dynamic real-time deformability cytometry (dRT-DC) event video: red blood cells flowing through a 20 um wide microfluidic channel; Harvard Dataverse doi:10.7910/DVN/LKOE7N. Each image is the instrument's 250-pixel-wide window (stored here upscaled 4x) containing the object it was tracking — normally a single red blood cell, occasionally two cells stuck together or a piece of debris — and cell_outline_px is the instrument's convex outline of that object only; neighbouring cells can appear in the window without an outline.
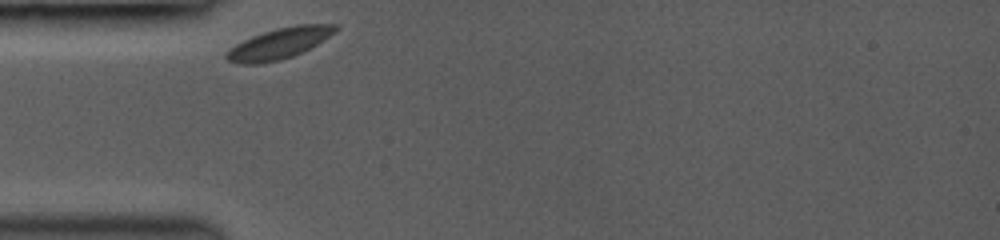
{"species": "common noctule bat (a hibernating species)", "species_latin": "Nyctalus noctula", "temperature_condition": "room temperature", "stored_images_in_passage": 6, "camera_frame_rate_fps": 3000, "um_per_image_px": 0.085, "animal": {"sex": "female", "body_mass_g": 19.0, "forearm_length_mm": 53.3}, "frame": {"image": 1, "passage_image": 1, "time_ms": 0.0, "image_size_px": [1000, 240], "cell_outline_px": [[340, 28], [316, 44], [292, 56], [280, 60], [256, 64], [236, 64], [228, 60], [224, 56], [236, 44], [252, 36], [276, 28], [296, 24], [336, 24]], "centroid_in_image_um": [23.72, 3.68], "position_along_channel_um": 61.3, "area_um2": 19.25}}